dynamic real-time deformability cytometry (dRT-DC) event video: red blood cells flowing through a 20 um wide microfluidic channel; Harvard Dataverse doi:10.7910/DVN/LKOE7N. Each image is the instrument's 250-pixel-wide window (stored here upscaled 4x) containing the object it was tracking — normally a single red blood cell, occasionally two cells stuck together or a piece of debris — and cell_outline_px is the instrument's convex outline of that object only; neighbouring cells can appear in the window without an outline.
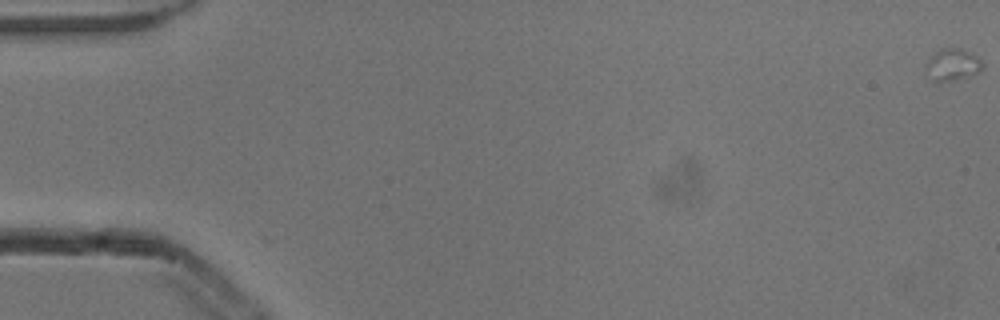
{"species": "common noctule bat (a hibernating species)", "species_latin": "Nyctalus noctula", "temperature_condition": "cold", "stored_images_in_passage": 8, "camera_frame_rate_fps": 3000, "um_per_image_px": 0.085, "animal": {"sex": "male", "body_mass_g": 13.3}, "frame": {"image": 1, "passage_image": 1, "time_ms": 0.0, "image_size_px": [1000, 320], "cell_outline_px": [[984, 68], [976, 72], [952, 80], [936, 84], [932, 80], [924, 64], [940, 48], [960, 48], [976, 56], [984, 64]], "centroid_in_image_um": [80.93, 5.5], "position_along_channel_um": 4.1, "area_um2": 10.35}}